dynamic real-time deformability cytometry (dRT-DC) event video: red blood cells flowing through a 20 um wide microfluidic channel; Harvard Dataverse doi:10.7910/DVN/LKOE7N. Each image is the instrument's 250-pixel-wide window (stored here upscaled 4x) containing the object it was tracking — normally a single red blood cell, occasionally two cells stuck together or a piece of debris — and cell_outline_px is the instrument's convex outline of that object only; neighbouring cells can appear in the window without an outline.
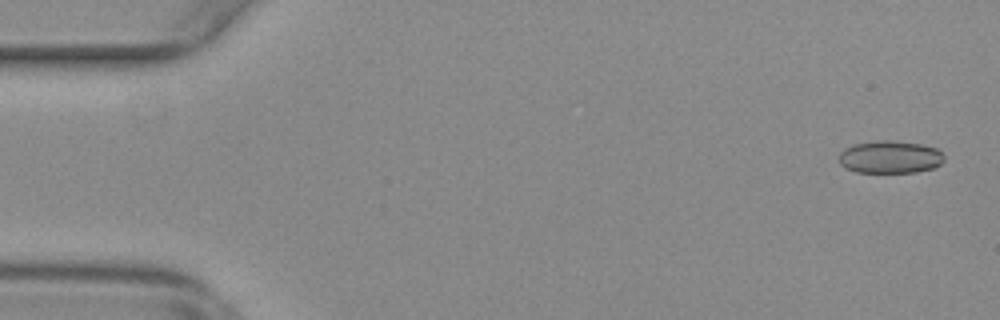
{"species": "common noctule bat (a hibernating species)", "species_latin": "Nyctalus noctula", "temperature_condition": "warm", "stored_images_in_passage": 13, "camera_frame_rate_fps": 3000, "um_per_image_px": 0.085, "animal": {"sex": "female", "body_mass_g": 29.2, "forearm_length_mm": 56.3}, "frame": {"image": 1, "passage_image": 1, "time_ms": 0.0, "image_size_px": [1000, 320], "cell_outline_px": [[944, 160], [940, 164], [932, 168], [916, 172], [856, 172], [844, 168], [840, 164], [840, 152], [844, 148], [852, 144], [880, 140], [888, 140], [920, 144], [936, 148], [944, 156]], "centroid_in_image_um": [75.62, 13.35], "position_along_channel_um": 9.4, "area_um2": 19.94}}